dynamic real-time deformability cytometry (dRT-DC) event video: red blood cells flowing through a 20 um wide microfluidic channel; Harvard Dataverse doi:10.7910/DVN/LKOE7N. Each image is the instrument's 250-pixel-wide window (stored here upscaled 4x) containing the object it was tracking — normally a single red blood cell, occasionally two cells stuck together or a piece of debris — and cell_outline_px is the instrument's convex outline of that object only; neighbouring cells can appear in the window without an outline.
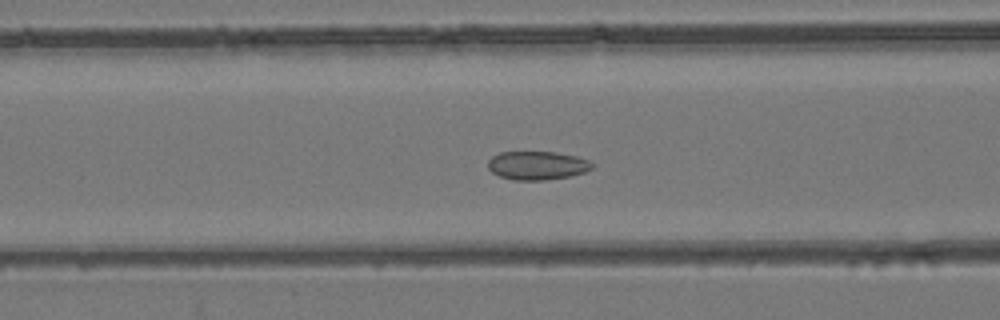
{"species": "common noctule bat (a hibernating species)", "species_latin": "Nyctalus noctula", "temperature_condition": "room temperature", "stored_images_in_passage": 50, "camera_frame_rate_fps": 3000, "um_per_image_px": 0.085, "animal": {"sex": "female", "body_mass_g": 24.6, "forearm_length_mm": 56.2}, "frame": {"image": 1, "passage_image": 17, "time_ms": 5.333, "image_size_px": [1000, 320], "cell_outline_px": [[592, 168], [584, 172], [568, 176], [544, 180], [512, 180], [500, 176], [492, 172], [488, 168], [488, 160], [492, 156], [500, 152], [556, 152], [576, 156], [588, 160], [592, 164]], "centroid_in_image_um": [45.63, 14.06], "position_along_channel_um": 121.0, "area_um2": 17.22}}
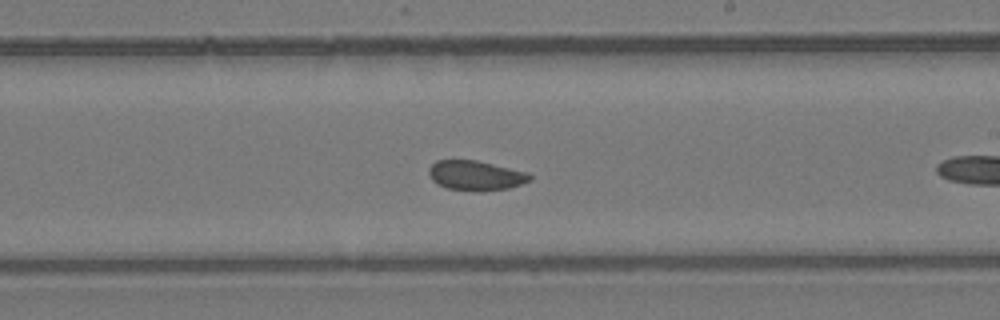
{"frame": {"image": 2, "passage_image": 27, "time_ms": 8.667, "image_size_px": [1000, 320], "cell_outline_px": [[532, 180], [508, 188], [480, 192], [448, 188], [436, 184], [432, 180], [428, 172], [428, 168], [436, 160], [476, 160], [528, 172], [532, 176]], "centroid_in_image_um": [40.43, 14.92], "position_along_channel_um": 248.6, "area_um2": 17.63}}
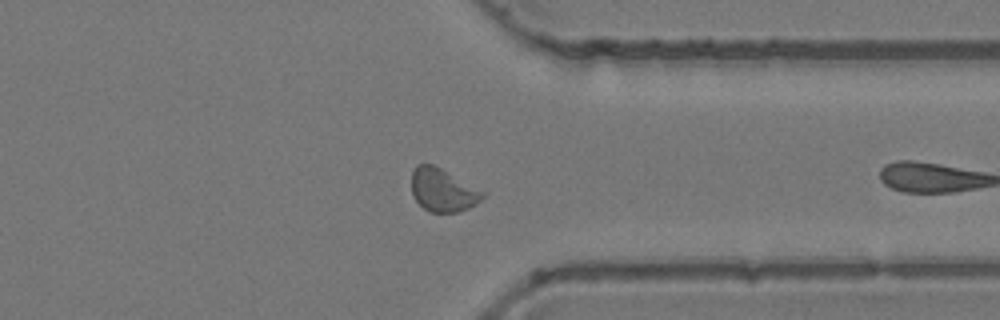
{"frame": {"image": 3, "passage_image": 37, "time_ms": 12.0, "image_size_px": [1000, 320], "cell_outline_px": [[488, 192], [476, 204], [468, 208], [456, 212], [428, 212], [412, 196], [412, 172], [416, 164], [432, 164]], "centroid_in_image_um": [37.66, 16.16], "position_along_channel_um": 373.7, "area_um2": 17.92}, "authors_computed_cell_mechanics": {"area_um2": 18.0625, "velocity_mm_per_s": 3.8315, "shape_relaxation_time_tau1_ms": null, "shape_relaxation_time_tau2_ms": 1.6018, "deformation_change_tau1": null, "deformation_change_tau2": 0.0666}}